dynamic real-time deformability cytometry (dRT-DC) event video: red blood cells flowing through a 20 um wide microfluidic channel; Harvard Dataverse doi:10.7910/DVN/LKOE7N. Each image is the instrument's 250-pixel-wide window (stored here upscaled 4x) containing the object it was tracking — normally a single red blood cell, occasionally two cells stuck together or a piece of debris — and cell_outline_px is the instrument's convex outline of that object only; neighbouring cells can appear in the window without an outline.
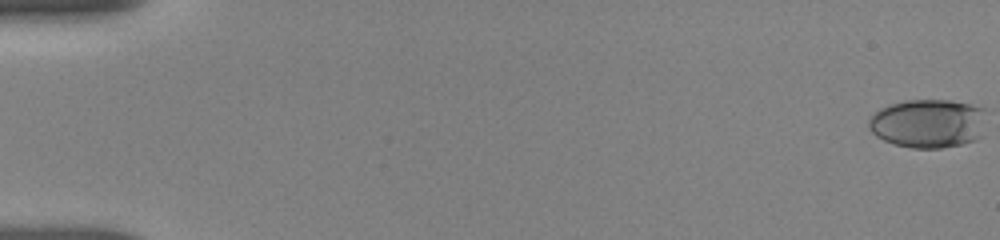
{"species": "human", "species_latin": "Homo sapiens", "temperature_condition": "room temperature", "stored_images_in_passage": 9, "camera_frame_rate_fps": 3000, "um_per_image_px": 0.085, "donor": {"sex": "female"}, "frame": {"image": 1, "passage_image": 1, "time_ms": 0.0, "image_size_px": [1000, 240], "cell_outline_px": [[984, 108], [980, 136], [976, 140], [960, 144], [940, 148], [912, 148], [896, 144], [884, 140], [876, 136], [868, 128], [868, 120], [880, 108], [888, 104], [904, 100], [948, 100], [968, 104]], "centroid_in_image_um": [78.83, 10.48], "position_along_channel_um": 6.2, "area_um2": 33.18}}
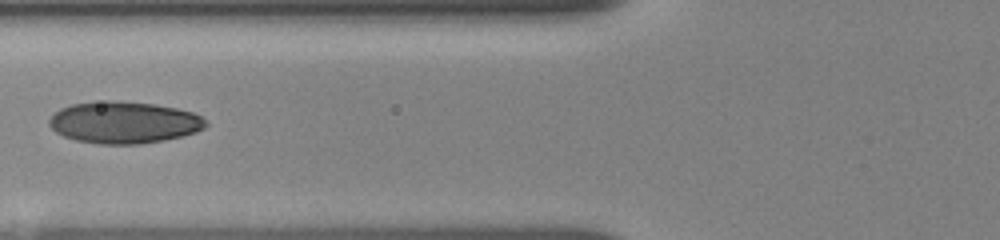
{"frame": {"image": 2, "passage_image": 7, "time_ms": 7.333, "image_size_px": [1000, 240], "cell_outline_px": [[208, 124], [204, 128], [196, 132], [184, 136], [164, 140], [140, 144], [100, 144], [76, 140], [64, 136], [56, 132], [48, 124], [48, 120], [60, 108], [72, 104], [108, 100], [112, 100], [156, 104], [176, 108], [192, 112], [200, 116]], "centroid_in_image_um": [10.54, 10.41], "position_along_channel_um": 115.3, "area_um2": 38.21}}
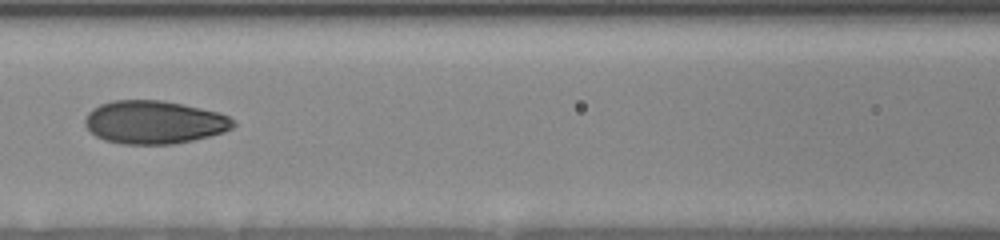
{"frame": {"image": 3, "passage_image": 8, "time_ms": 8.333, "image_size_px": [1000, 240], "cell_outline_px": [[236, 124], [232, 128], [224, 132], [192, 140], [172, 144], [124, 144], [104, 140], [96, 136], [84, 124], [84, 120], [88, 112], [92, 108], [100, 104], [112, 100], [160, 100], [220, 112], [228, 116]], "centroid_in_image_um": [13.08, 10.38], "position_along_channel_um": 153.5, "area_um2": 37.17}}